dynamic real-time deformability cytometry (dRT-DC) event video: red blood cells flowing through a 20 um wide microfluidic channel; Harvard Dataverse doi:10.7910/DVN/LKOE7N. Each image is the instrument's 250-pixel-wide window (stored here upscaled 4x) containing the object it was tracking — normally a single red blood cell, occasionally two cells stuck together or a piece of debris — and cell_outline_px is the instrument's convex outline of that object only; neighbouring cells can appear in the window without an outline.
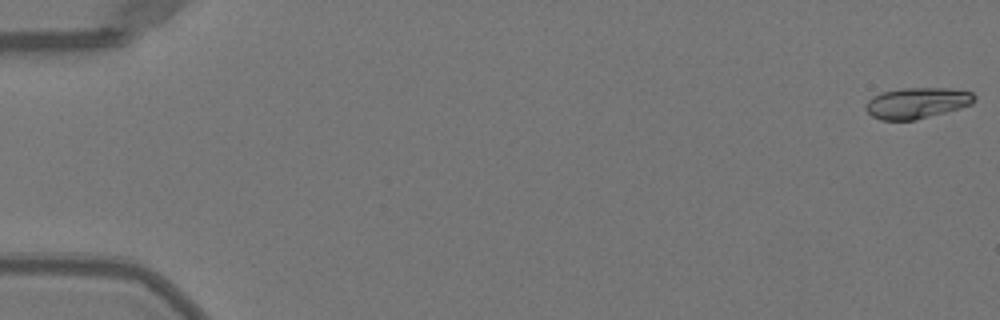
{"species": "Egyptian fruit bat (a non-hibernating species)", "species_latin": "Rousettus aegyptiacus", "temperature_condition": "warm", "stored_images_in_passage": 51, "camera_frame_rate_fps": 3000, "um_per_image_px": 0.085, "animal": {"sex": "female"}, "frame": {"image": 1, "passage_image": 1, "time_ms": 0.0, "image_size_px": [1000, 320], "cell_outline_px": [[976, 100], [972, 104], [960, 108], [916, 120], [880, 120], [872, 116], [864, 108], [868, 100], [872, 96], [884, 92], [904, 88], [956, 88], [972, 92], [976, 96]], "centroid_in_image_um": [77.97, 8.75], "position_along_channel_um": 7.0, "area_um2": 19.71}}
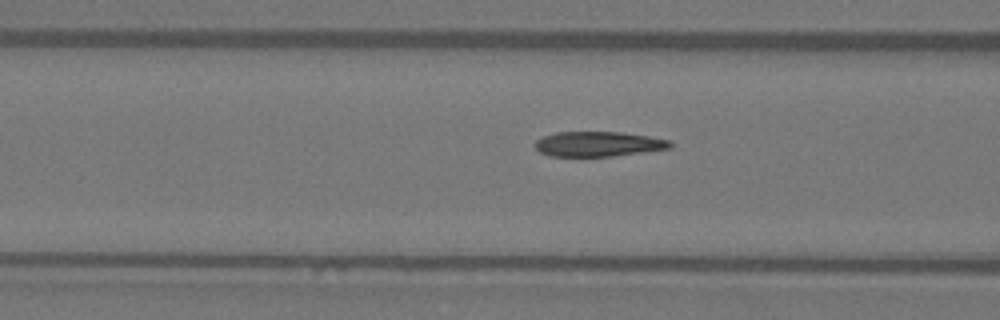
{"frame": {"image": 2, "passage_image": 21, "time_ms": 6.667, "image_size_px": [1000, 320], "cell_outline_px": [[672, 148], [612, 156], [548, 156], [540, 152], [532, 144], [536, 140], [544, 136], [556, 132], [620, 132], [648, 136], [672, 140]], "centroid_in_image_um": [50.85, 12.24], "position_along_channel_um": 115.8, "area_um2": 19.71}}
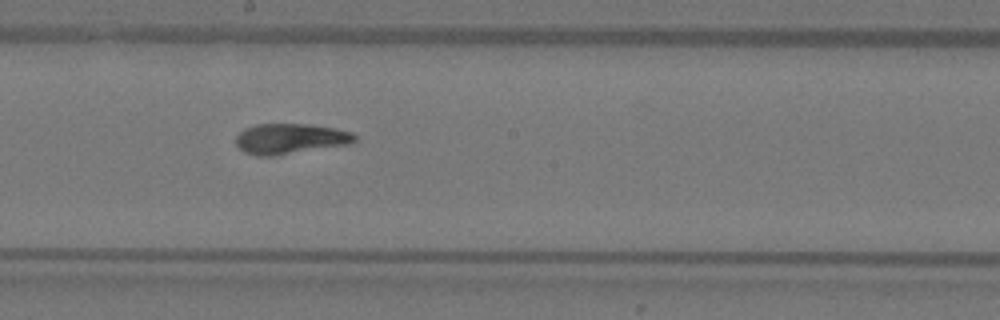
{"frame": {"image": 3, "passage_image": 29, "time_ms": 9.333, "image_size_px": [1000, 320], "cell_outline_px": [[356, 140], [352, 144], [276, 156], [256, 156], [244, 152], [236, 144], [236, 136], [244, 128], [256, 124], [312, 124], [336, 128], [352, 132], [356, 136]], "centroid_in_image_um": [24.7, 11.8], "position_along_channel_um": 223.5, "area_um2": 21.44}, "authors_computed_cell_mechanics": {"area_um2": 20.1144, "velocity_mm_per_s": 4.0371, "shape_relaxation_time_tau1_ms": 4.5599, "shape_relaxation_time_tau2_ms": 1.592, "deformation_change_tau1": 0.2163, "deformation_change_tau2": 0.0779}}